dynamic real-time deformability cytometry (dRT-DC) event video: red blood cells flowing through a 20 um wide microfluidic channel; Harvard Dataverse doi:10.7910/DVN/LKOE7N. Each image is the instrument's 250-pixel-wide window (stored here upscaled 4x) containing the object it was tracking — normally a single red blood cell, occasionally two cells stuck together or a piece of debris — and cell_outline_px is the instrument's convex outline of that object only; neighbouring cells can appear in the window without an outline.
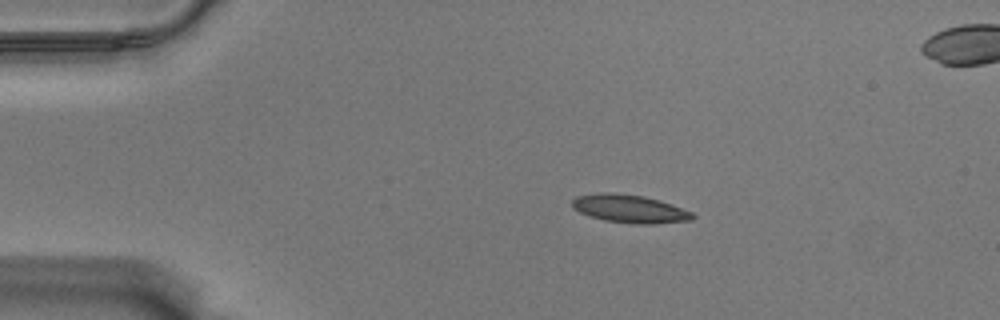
{"species": "Egyptian fruit bat (a non-hibernating species)", "species_latin": "Rousettus aegyptiacus", "temperature_condition": "warm", "stored_images_in_passage": 48, "camera_frame_rate_fps": 3000, "um_per_image_px": 0.085, "animal": {"sex": "male"}, "frame": {"image": 1, "passage_image": 1, "time_ms": 0.0, "image_size_px": [1000, 320], "cell_outline_px": [[696, 216], [692, 220], [652, 224], [632, 224], [604, 220], [580, 212], [572, 208], [572, 200], [576, 196], [596, 192], [616, 192], [644, 196], [660, 200], [672, 204], [692, 212]], "centroid_in_image_um": [53.52, 17.73], "position_along_channel_um": 31.5, "area_um2": 19.94}}
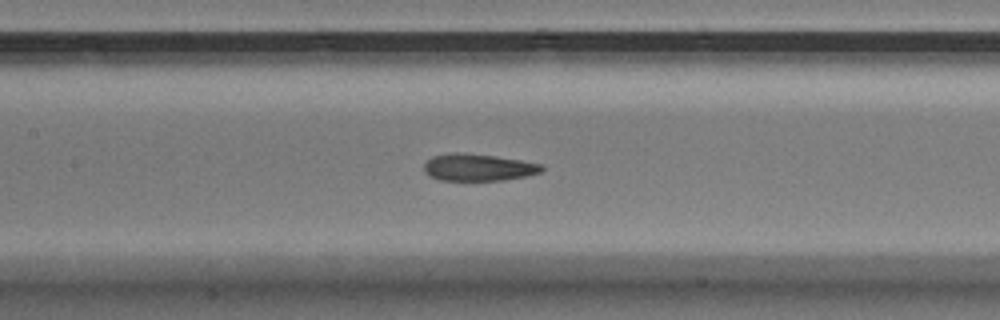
{"frame": {"image": 2, "passage_image": 17, "time_ms": 5.333, "image_size_px": [1000, 320], "cell_outline_px": [[544, 168], [540, 172], [528, 176], [504, 180], [440, 180], [428, 176], [424, 172], [424, 164], [432, 156], [452, 152], [464, 152], [496, 156], [544, 164]], "centroid_in_image_um": [40.65, 14.22], "position_along_channel_um": 166.8, "area_um2": 18.79}}
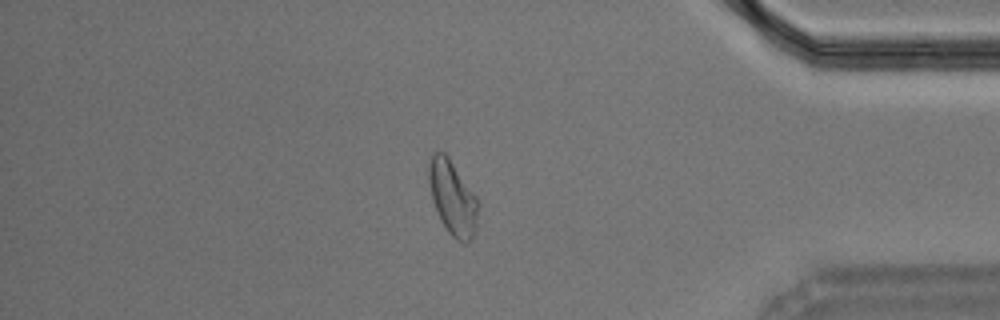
{"frame": {"image": 3, "passage_image": 39, "time_ms": 12.667, "image_size_px": [1000, 320], "cell_outline_px": [[476, 224], [472, 240], [464, 244], [456, 240], [448, 232], [440, 220], [432, 200], [428, 180], [428, 164], [432, 152], [444, 152], [448, 156], [476, 196]], "centroid_in_image_um": [38.43, 16.81], "position_along_channel_um": 396.8, "area_um2": 21.21}}